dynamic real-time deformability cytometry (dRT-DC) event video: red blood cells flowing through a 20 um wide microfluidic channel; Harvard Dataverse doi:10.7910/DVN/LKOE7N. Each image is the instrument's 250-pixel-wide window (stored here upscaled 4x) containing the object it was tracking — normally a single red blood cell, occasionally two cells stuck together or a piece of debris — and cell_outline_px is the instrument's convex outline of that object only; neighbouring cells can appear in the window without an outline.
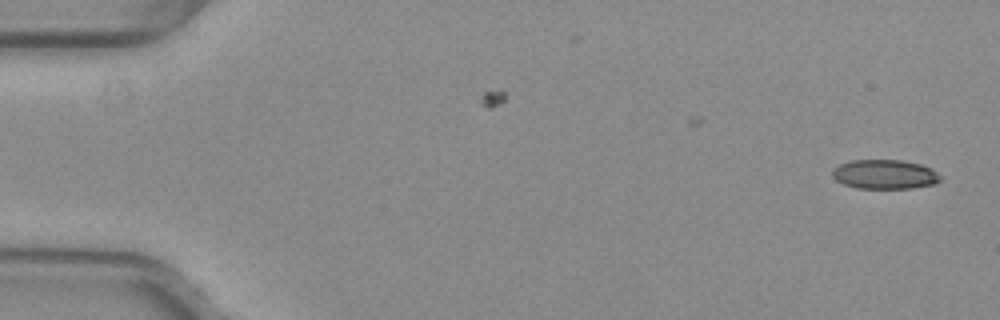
{"species": "common noctule bat (a hibernating species)", "species_latin": "Nyctalus noctula", "temperature_condition": "warm", "stored_images_in_passage": 45, "camera_frame_rate_fps": 3000, "um_per_image_px": 0.085, "animal": {"sex": "female", "body_mass_g": 29.2, "forearm_length_mm": 56.3}, "frame": {"image": 1, "passage_image": 1, "time_ms": 0.0, "image_size_px": [1000, 320], "cell_outline_px": [[944, 176], [936, 184], [912, 188], [856, 188], [844, 184], [836, 180], [832, 176], [832, 168], [840, 164], [852, 160], [900, 160], [920, 164], [932, 168]], "centroid_in_image_um": [75.24, 14.82], "position_along_channel_um": 9.8, "area_um2": 18.67}}
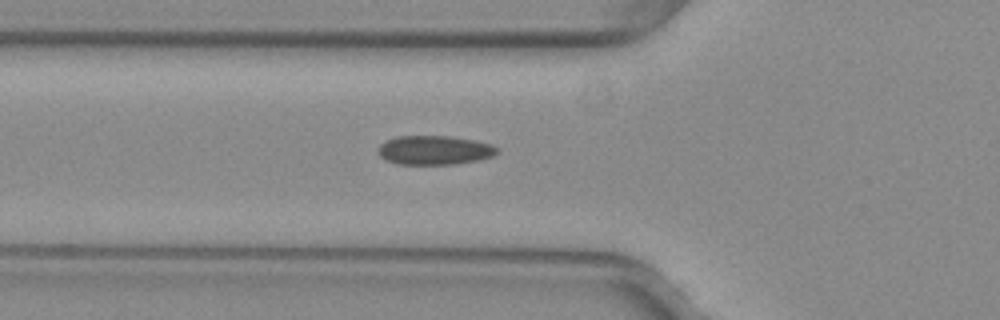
{"frame": {"image": 2, "passage_image": 18, "time_ms": 5.667, "image_size_px": [1000, 320], "cell_outline_px": [[500, 152], [492, 156], [480, 160], [456, 164], [396, 164], [384, 160], [380, 156], [380, 144], [396, 136], [452, 136], [476, 140], [492, 144]], "centroid_in_image_um": [36.97, 12.76], "position_along_channel_um": 88.8, "area_um2": 20.29}}
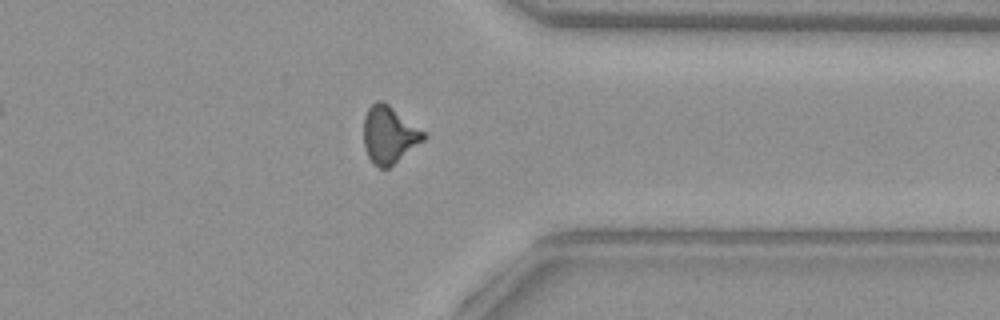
{"frame": {"image": 3, "passage_image": 40, "time_ms": 13.0, "image_size_px": [1000, 320], "cell_outline_px": [[428, 136], [424, 140], [388, 168], [380, 168], [368, 156], [364, 148], [364, 116], [368, 108], [376, 100], [384, 100], [428, 132]], "centroid_in_image_um": [33.12, 11.4], "position_along_channel_um": 378.3, "area_um2": 20.29}, "authors_computed_cell_mechanics": {"area_um2": 19.7676, "velocity_mm_per_s": 4.0254, "shape_relaxation_time_tau1_ms": null, "shape_relaxation_time_tau2_ms": 1.5693, "deformation_change_tau1": null, "deformation_change_tau2": 0.0759}}